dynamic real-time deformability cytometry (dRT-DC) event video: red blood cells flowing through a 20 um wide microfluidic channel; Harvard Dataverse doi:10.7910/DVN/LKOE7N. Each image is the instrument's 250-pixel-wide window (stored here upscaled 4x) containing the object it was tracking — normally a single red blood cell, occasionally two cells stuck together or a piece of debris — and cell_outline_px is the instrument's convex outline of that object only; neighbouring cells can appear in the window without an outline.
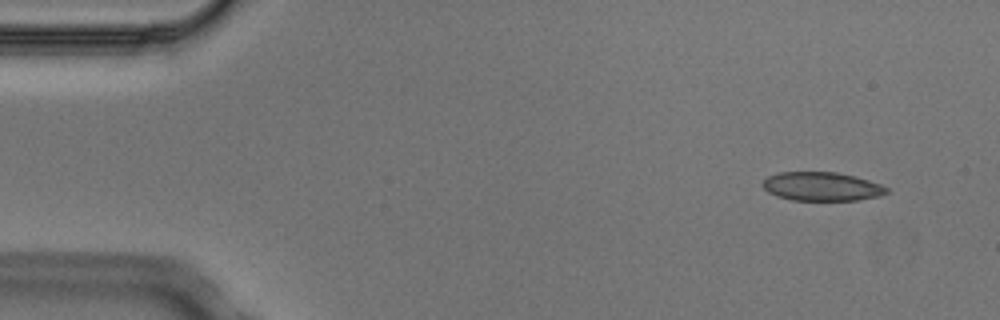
{"species": "Egyptian fruit bat (a non-hibernating species)", "species_latin": "Rousettus aegyptiacus", "temperature_condition": "cold", "stored_images_in_passage": 4, "camera_frame_rate_fps": 3000, "um_per_image_px": 0.085, "animal": {"sex": "male"}, "frame": {"image": 1, "passage_image": 1, "time_ms": 0.0, "image_size_px": [1000, 320], "cell_outline_px": [[888, 192], [880, 196], [856, 200], [792, 200], [776, 196], [768, 192], [760, 184], [768, 176], [780, 172], [836, 172], [856, 176], [880, 184], [888, 188]], "centroid_in_image_um": [69.83, 15.85], "position_along_channel_um": 15.2, "area_um2": 20.81}}
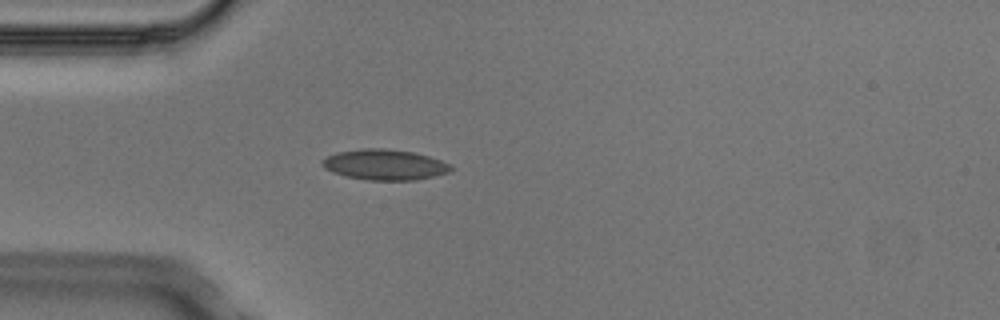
{"frame": {"image": 2, "passage_image": 4, "time_ms": 1.0, "image_size_px": [1000, 320], "cell_outline_px": [[456, 168], [452, 172], [416, 180], [368, 180], [344, 176], [332, 172], [324, 168], [320, 164], [320, 160], [336, 152], [360, 148], [384, 148], [412, 152], [428, 156], [452, 164]], "centroid_in_image_um": [32.71, 14.0], "position_along_channel_um": 52.3, "area_um2": 23.29}}